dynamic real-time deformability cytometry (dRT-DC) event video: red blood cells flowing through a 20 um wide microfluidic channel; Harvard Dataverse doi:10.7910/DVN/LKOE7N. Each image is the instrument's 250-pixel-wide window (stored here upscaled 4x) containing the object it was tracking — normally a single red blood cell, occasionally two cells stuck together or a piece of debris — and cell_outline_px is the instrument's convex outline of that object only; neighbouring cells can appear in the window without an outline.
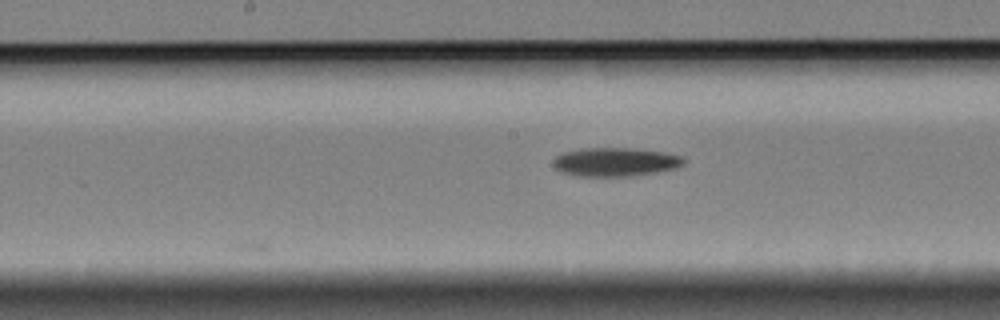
{"species": "Egyptian fruit bat (a non-hibernating species)", "species_latin": "Rousettus aegyptiacus", "temperature_condition": "cold", "stored_images_in_passage": 19, "camera_frame_rate_fps": 3000, "um_per_image_px": 0.085, "animal": {"sex": "female"}, "frame": {"image": 1, "passage_image": 19, "time_ms": 6.0, "image_size_px": [1000, 320], "cell_outline_px": [[684, 164], [676, 168], [656, 172], [628, 176], [576, 176], [560, 172], [552, 164], [552, 160], [556, 156], [564, 152], [580, 148], [624, 148], [664, 152], [680, 156], [684, 160]], "centroid_in_image_um": [52.24, 13.77], "position_along_channel_um": 196.0, "area_um2": 21.73}}